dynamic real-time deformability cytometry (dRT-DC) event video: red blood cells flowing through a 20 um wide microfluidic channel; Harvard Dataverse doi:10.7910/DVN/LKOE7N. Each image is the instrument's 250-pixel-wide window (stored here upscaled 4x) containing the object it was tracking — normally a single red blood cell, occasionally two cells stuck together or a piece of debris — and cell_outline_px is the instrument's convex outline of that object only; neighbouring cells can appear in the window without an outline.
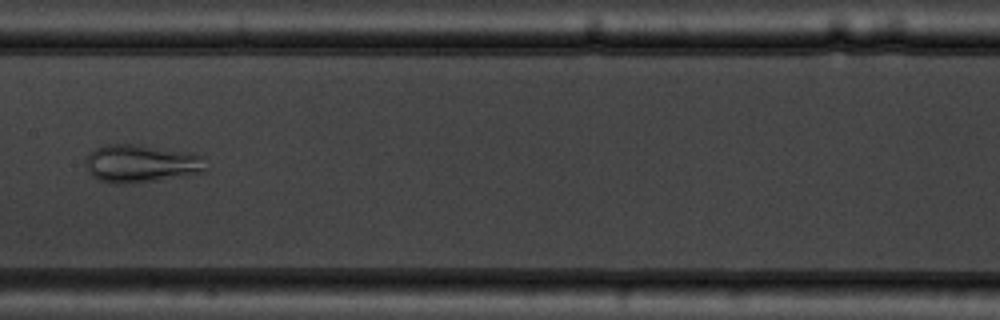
{"species": "common noctule bat (a hibernating species)", "species_latin": "Nyctalus noctula", "temperature_condition": "warm", "stored_images_in_passage": 10, "camera_frame_rate_fps": 3000, "um_per_image_px": 0.085, "animal": {"sex": "male", "body_mass_g": 19.5, "forearm_length_mm": 54.6}, "frame": {"image": 1, "passage_image": 7, "time_ms": 8.0, "image_size_px": [1000, 320], "cell_outline_px": [[204, 172], [156, 180], [116, 184], [100, 180], [92, 176], [88, 172], [88, 152], [96, 148], [108, 144], [140, 144], [188, 152], [200, 156], [204, 168]], "centroid_in_image_um": [11.95, 13.88], "position_along_channel_um": 195.5, "area_um2": 26.01}}
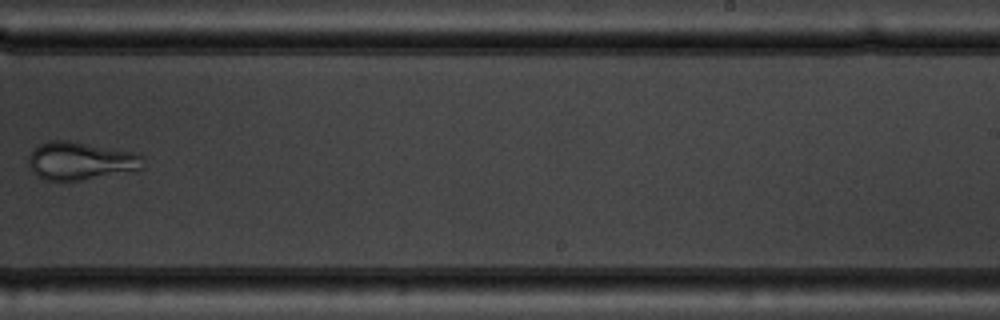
{"frame": {"image": 2, "passage_image": 9, "time_ms": 10.333, "image_size_px": [1000, 320], "cell_outline_px": [[144, 168], [136, 172], [80, 180], [44, 180], [36, 176], [32, 172], [28, 164], [28, 156], [40, 144], [48, 140], [68, 140], [132, 152], [144, 156]], "centroid_in_image_um": [6.88, 13.69], "position_along_channel_um": 282.1, "area_um2": 25.72}}
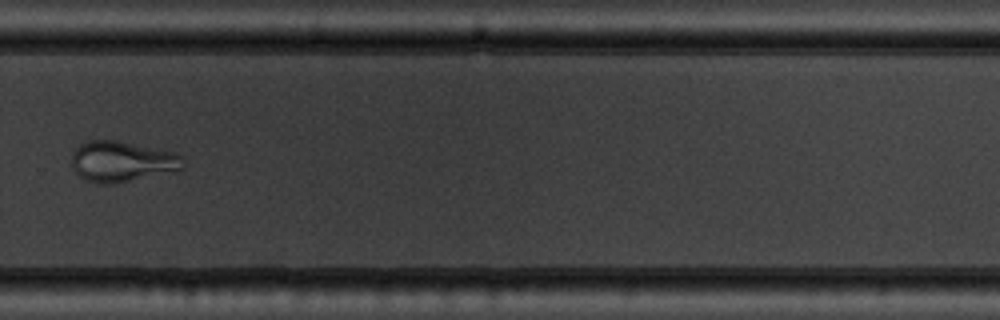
{"frame": {"image": 3, "passage_image": 10, "time_ms": 11.333, "image_size_px": [1000, 320], "cell_outline_px": [[184, 168], [176, 172], [112, 184], [100, 184], [84, 180], [76, 172], [72, 164], [72, 152], [80, 144], [88, 140], [116, 140], [176, 152], [184, 156]], "centroid_in_image_um": [10.42, 13.73], "position_along_channel_um": 319.4, "area_um2": 26.88}}